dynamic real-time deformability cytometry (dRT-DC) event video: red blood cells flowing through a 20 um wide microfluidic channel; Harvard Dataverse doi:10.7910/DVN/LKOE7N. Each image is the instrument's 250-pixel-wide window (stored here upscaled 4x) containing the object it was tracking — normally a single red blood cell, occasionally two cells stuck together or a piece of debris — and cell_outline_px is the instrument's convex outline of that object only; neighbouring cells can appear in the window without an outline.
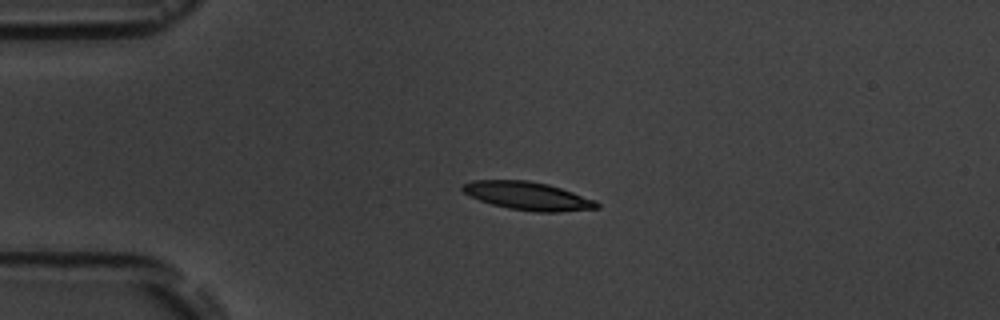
{"species": "common noctule bat (a hibernating species)", "species_latin": "Nyctalus noctula", "temperature_condition": "room temperature", "stored_images_in_passage": 5, "segment_of_instrument_passage": [1, 2], "camera_frame_rate_fps": 3000, "um_per_image_px": 0.085, "animal": {"sex": "male", "body_mass_g": 19.5, "forearm_length_mm": 54.6}, "frame": {"image": 1, "passage_image": 3, "time_ms": 2.333, "image_size_px": [1000, 320], "cell_outline_px": [[600, 208], [560, 212], [536, 212], [508, 208], [492, 204], [480, 200], [464, 192], [460, 188], [464, 184], [472, 180], [528, 180], [548, 184], [596, 200], [600, 204]], "centroid_in_image_um": [44.89, 16.66], "position_along_channel_um": 40.1, "area_um2": 21.96}}